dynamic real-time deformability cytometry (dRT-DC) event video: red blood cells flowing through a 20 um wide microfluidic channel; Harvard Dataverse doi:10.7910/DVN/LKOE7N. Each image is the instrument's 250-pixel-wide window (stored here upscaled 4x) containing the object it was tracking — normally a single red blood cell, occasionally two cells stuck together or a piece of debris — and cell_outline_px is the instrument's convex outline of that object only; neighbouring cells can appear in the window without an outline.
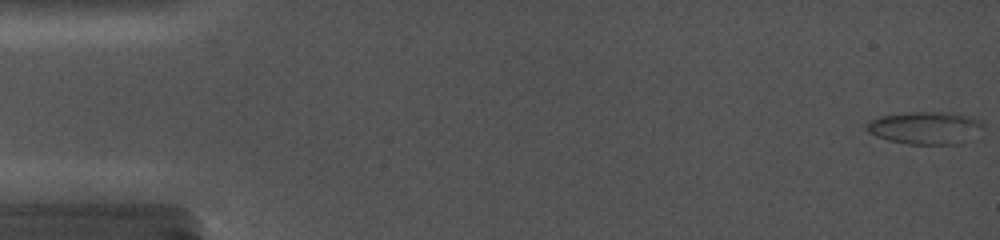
{"species": "common noctule bat (a hibernating species)", "species_latin": "Nyctalus noctula", "temperature_condition": "cold", "stored_images_in_passage": 8, "camera_frame_rate_fps": 5000, "um_per_image_px": 0.085, "animal": {"sex": "female", "body_mass_g": 19.0, "forearm_length_mm": 56.7}, "frame": {"image": 1, "passage_image": 1, "time_ms": 0.0, "image_size_px": [1000, 240], "cell_outline_px": [[984, 128], [964, 140], [956, 144], [908, 144], [888, 140], [876, 136], [868, 132], [864, 128], [864, 124], [872, 120], [884, 116], [908, 112], [940, 112], [972, 116], [980, 120], [984, 124]], "centroid_in_image_um": [78.62, 10.86], "position_along_channel_um": 6.4, "area_um2": 21.85}}